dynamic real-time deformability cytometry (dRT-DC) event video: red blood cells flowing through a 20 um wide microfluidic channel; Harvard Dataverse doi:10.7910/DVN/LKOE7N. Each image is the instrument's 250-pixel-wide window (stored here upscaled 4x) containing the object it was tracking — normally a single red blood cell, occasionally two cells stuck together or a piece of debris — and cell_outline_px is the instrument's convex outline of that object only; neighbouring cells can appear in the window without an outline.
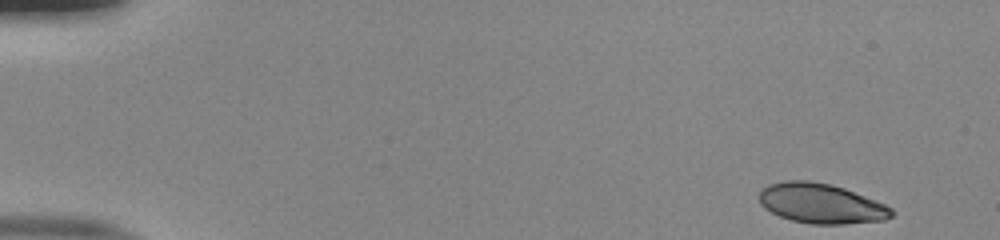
{"species": "human", "species_latin": "Homo sapiens", "temperature_condition": "room temperature", "stored_images_in_passage": 49, "camera_frame_rate_fps": 3000, "um_per_image_px": 0.085, "donor": {"sex": "male"}, "frame": {"image": 1, "passage_image": 1, "time_ms": 0.0, "image_size_px": [1000, 240], "cell_outline_px": [[892, 216], [884, 220], [844, 224], [812, 224], [792, 220], [780, 216], [764, 208], [760, 204], [760, 188], [768, 184], [784, 180], [808, 180], [828, 184], [844, 188], [884, 204], [892, 208]], "centroid_in_image_um": [69.75, 17.29], "position_along_channel_um": 15.2, "area_um2": 30.63}}
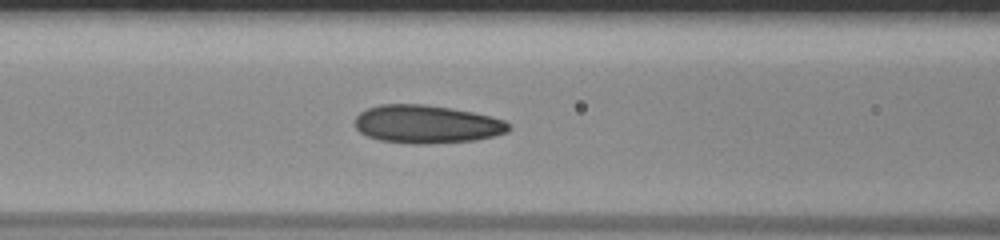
{"frame": {"image": 2, "passage_image": 20, "time_ms": 6.333, "image_size_px": [1000, 240], "cell_outline_px": [[512, 128], [508, 132], [496, 136], [476, 140], [424, 144], [412, 144], [380, 140], [368, 136], [360, 132], [356, 128], [356, 116], [360, 112], [368, 108], [380, 104], [424, 104], [452, 108], [492, 116], [504, 120], [512, 124]], "centroid_in_image_um": [36.33, 10.56], "position_along_channel_um": 130.3, "area_um2": 34.45}}
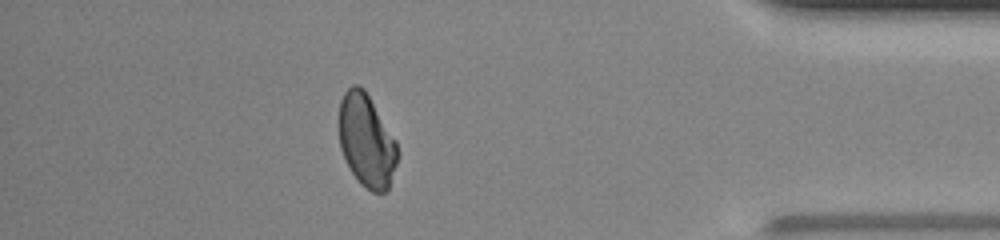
{"frame": {"image": 3, "passage_image": 43, "time_ms": 14.0, "image_size_px": [1000, 240], "cell_outline_px": [[400, 152], [388, 188], [384, 192], [372, 192], [360, 184], [352, 172], [340, 148], [340, 100], [344, 92], [352, 84], [360, 84], [364, 88], [396, 140]], "centroid_in_image_um": [31.17, 11.94], "position_along_channel_um": 404.0, "area_um2": 31.56}, "authors_computed_cell_mechanics": {"area_um2": 32.8304, "velocity_mm_per_s": 4.0349, "shape_relaxation_time_tau1_ms": 8.7396, "shape_relaxation_time_tau2_ms": 0.9565, "deformation_change_tau1": 0.2329, "deformation_change_tau2": 0.0661}}